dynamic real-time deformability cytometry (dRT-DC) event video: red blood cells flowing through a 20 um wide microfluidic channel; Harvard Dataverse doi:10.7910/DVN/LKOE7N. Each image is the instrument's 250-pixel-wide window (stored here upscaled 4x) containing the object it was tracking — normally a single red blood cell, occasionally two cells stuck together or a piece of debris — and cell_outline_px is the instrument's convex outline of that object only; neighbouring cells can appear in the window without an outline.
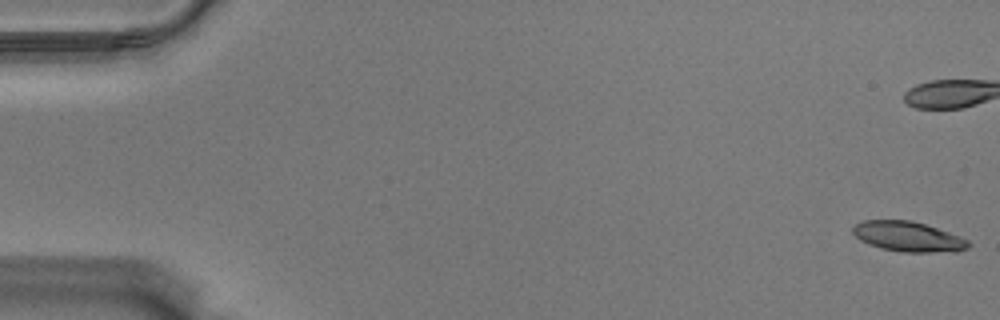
{"species": "Egyptian fruit bat (a non-hibernating species)", "species_latin": "Rousettus aegyptiacus", "temperature_condition": "warm", "stored_images_in_passage": 59, "camera_frame_rate_fps": 3000, "um_per_image_px": 0.085, "animal": {"sex": "male"}, "frame": {"image": 1, "passage_image": 1, "time_ms": 0.0, "image_size_px": [1000, 320], "cell_outline_px": [[972, 244], [968, 248], [956, 252], [904, 252], [880, 248], [868, 244], [860, 240], [852, 232], [852, 228], [856, 224], [864, 220], [912, 220], [948, 232], [968, 240]], "centroid_in_image_um": [77.2, 20.12], "position_along_channel_um": 7.8, "area_um2": 20.23}, "authors_computed_cell_mechanics": {"area_um2": 21.386, "velocity_mm_per_s": 3.5248, "shape_relaxation_time_tau1_ms": 5.1342, "shape_relaxation_time_tau2_ms": 2.2327, "deformation_change_tau1": 0.2188, "deformation_change_tau2": 0.0873}}